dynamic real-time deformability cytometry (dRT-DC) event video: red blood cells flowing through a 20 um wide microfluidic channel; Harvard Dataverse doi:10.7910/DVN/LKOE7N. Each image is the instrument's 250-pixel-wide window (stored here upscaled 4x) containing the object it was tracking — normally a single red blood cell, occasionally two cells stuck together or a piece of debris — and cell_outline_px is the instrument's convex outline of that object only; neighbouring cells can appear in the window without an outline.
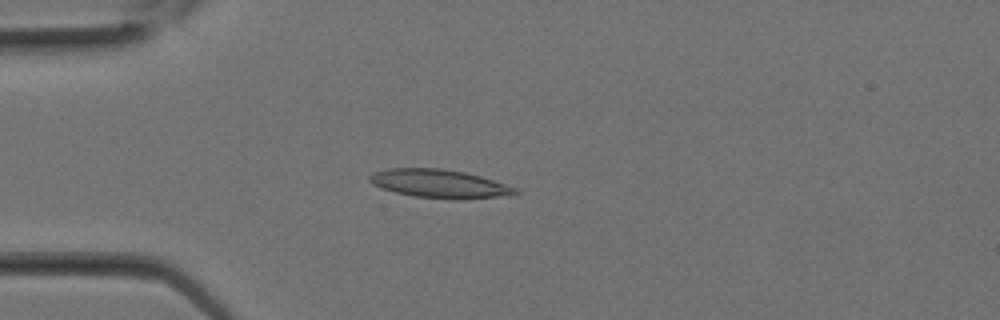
{"species": "Egyptian fruit bat (a non-hibernating species)", "species_latin": "Rousettus aegyptiacus", "temperature_condition": "room temperature", "stored_images_in_passage": 12, "camera_frame_rate_fps": 3000, "um_per_image_px": 0.085, "animal": {"sex": "female"}, "frame": {"image": 1, "passage_image": 6, "time_ms": 1.667, "image_size_px": [1000, 320], "cell_outline_px": [[520, 192], [508, 196], [456, 200], [416, 196], [396, 192], [380, 188], [372, 184], [368, 180], [368, 176], [372, 172], [388, 168], [440, 168], [464, 172], [480, 176], [516, 188]], "centroid_in_image_um": [37.32, 15.62], "position_along_channel_um": 47.7, "area_um2": 24.22}}
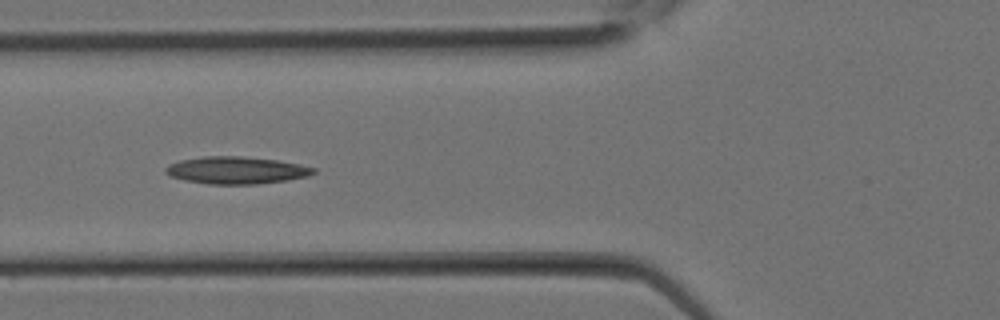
{"frame": {"image": 2, "passage_image": 9, "time_ms": 2.667, "image_size_px": [1000, 320], "cell_outline_px": [[316, 172], [308, 176], [288, 180], [256, 184], [208, 184], [184, 180], [168, 176], [164, 172], [164, 168], [168, 164], [180, 160], [204, 156], [240, 156], [276, 160], [300, 164], [316, 168]], "centroid_in_image_um": [20.05, 14.47], "position_along_channel_um": 105.7, "area_um2": 23.64}}
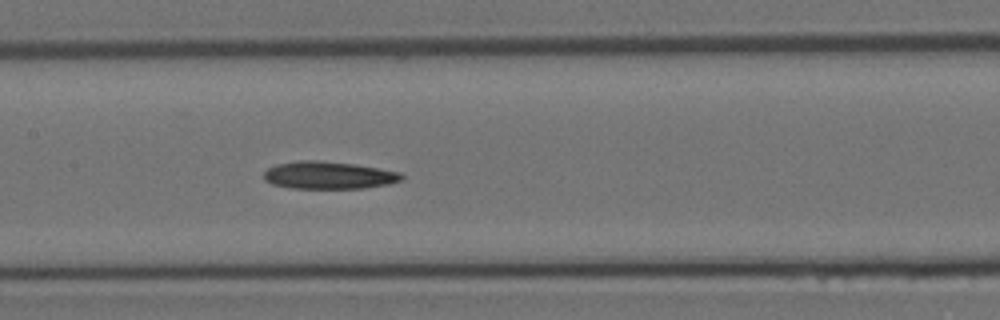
{"frame": {"image": 3, "passage_image": 12, "time_ms": 3.667, "image_size_px": [1000, 320], "cell_outline_px": [[404, 176], [400, 180], [388, 184], [364, 188], [288, 188], [272, 184], [264, 180], [264, 172], [268, 168], [276, 164], [296, 160], [316, 160], [352, 164], [400, 172]], "centroid_in_image_um": [27.87, 14.89], "position_along_channel_um": 179.5, "area_um2": 21.96}}